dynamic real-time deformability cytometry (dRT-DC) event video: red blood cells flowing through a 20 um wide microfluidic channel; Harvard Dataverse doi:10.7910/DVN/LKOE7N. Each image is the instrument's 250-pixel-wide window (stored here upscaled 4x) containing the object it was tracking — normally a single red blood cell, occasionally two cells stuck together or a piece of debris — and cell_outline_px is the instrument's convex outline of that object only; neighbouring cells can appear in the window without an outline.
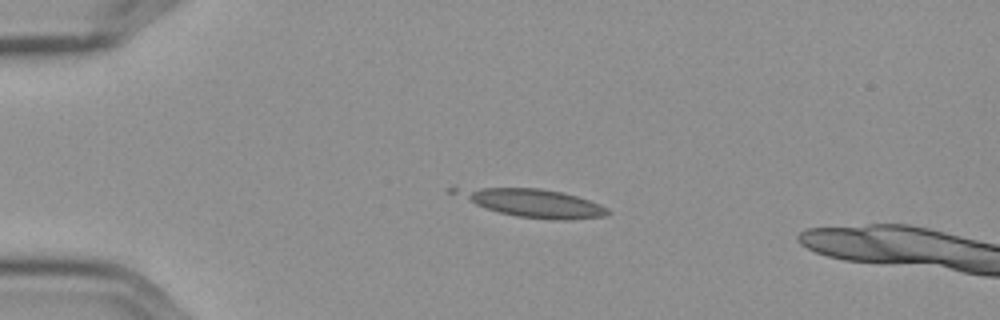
{"species": "Egyptian fruit bat (a non-hibernating species)", "species_latin": "Rousettus aegyptiacus", "temperature_condition": "cold", "stored_images_in_passage": 4, "camera_frame_rate_fps": 3000, "um_per_image_px": 0.085, "frame": {"image": 1, "passage_image": 3, "time_ms": 0.667, "image_size_px": [1000, 320], "cell_outline_px": [[608, 212], [604, 216], [564, 220], [552, 220], [516, 216], [500, 212], [476, 204], [448, 192], [448, 188], [540, 188], [564, 192], [600, 204], [608, 208]], "centroid_in_image_um": [45.27, 17.24], "position_along_channel_um": 39.7, "area_um2": 24.51}}